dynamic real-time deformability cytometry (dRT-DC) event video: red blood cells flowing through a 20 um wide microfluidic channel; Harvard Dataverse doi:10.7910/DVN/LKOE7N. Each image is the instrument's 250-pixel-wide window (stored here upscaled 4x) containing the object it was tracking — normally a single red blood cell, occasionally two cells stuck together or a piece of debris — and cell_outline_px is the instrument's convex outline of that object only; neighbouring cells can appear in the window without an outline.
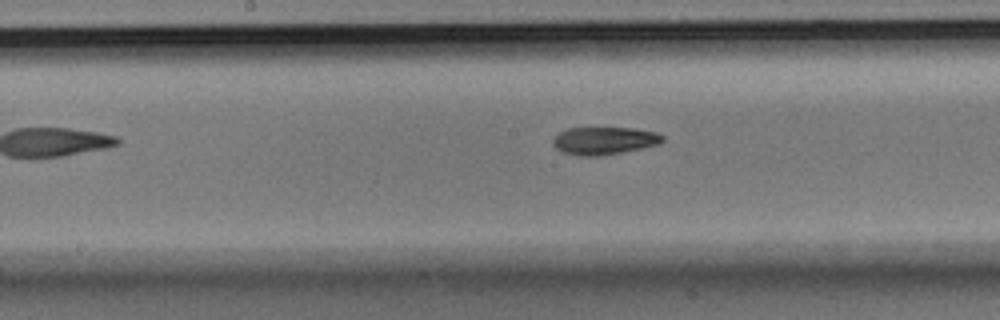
{"species": "Egyptian fruit bat (a non-hibernating species)", "species_latin": "Rousettus aegyptiacus", "temperature_condition": "room temperature", "stored_images_in_passage": 10, "segment_of_instrument_passage": [2, 2], "camera_frame_rate_fps": 3000, "um_per_image_px": 0.085, "animal": {"sex": "male"}, "frame": {"image": 1, "passage_image": 10, "time_ms": 3.0, "image_size_px": [1000, 320], "cell_outline_px": [[664, 140], [660, 144], [620, 152], [596, 156], [580, 156], [564, 152], [556, 148], [552, 144], [552, 140], [560, 132], [568, 128], [636, 128], [656, 132], [664, 136]], "centroid_in_image_um": [51.37, 11.95], "position_along_channel_um": 196.8, "area_um2": 17.51}}